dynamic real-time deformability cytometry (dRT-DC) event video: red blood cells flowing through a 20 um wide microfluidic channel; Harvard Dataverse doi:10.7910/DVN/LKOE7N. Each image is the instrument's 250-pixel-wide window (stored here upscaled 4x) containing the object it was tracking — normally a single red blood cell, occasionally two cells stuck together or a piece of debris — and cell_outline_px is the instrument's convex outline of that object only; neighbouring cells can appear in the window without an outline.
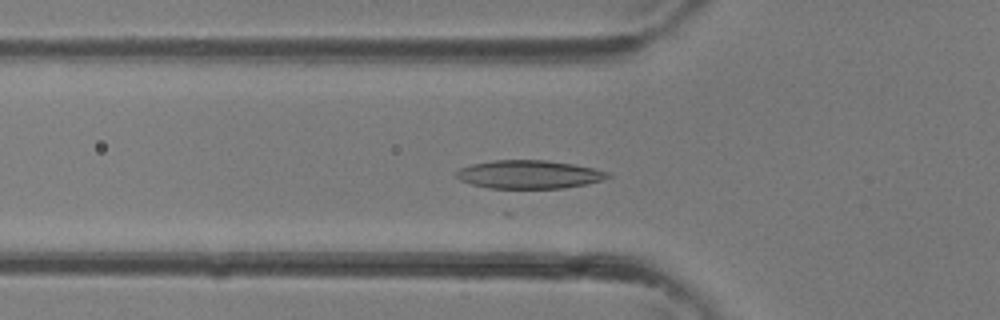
{"species": "common noctule bat (a hibernating species)", "species_latin": "Nyctalus noctula", "temperature_condition": "room temperature", "stored_images_in_passage": 36, "camera_frame_rate_fps": 3000, "um_per_image_px": 0.085, "animal": {"sex": "female"}, "frame": {"image": 1, "passage_image": 12, "time_ms": 3.667, "image_size_px": [1000, 320], "cell_outline_px": [[612, 176], [600, 180], [584, 184], [564, 188], [488, 188], [472, 184], [460, 180], [456, 176], [456, 172], [460, 168], [472, 164], [492, 160], [548, 160], [572, 164], [592, 168], [608, 172]], "centroid_in_image_um": [44.94, 14.82], "position_along_channel_um": 80.9, "area_um2": 24.8}}
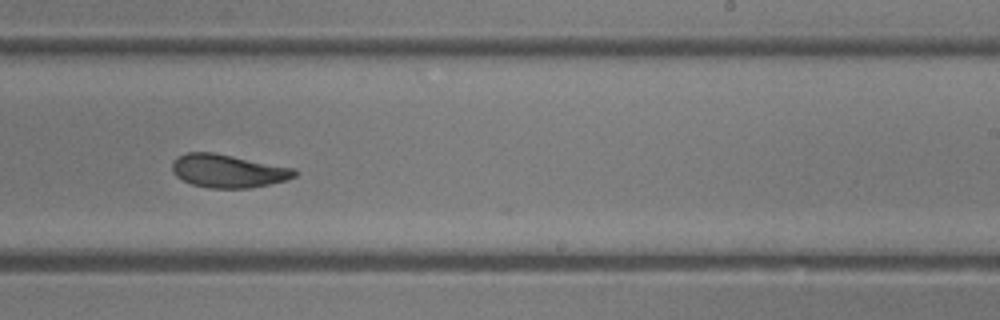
{"frame": {"image": 2, "passage_image": 22, "time_ms": 7.0, "image_size_px": [1000, 320], "cell_outline_px": [[300, 172], [296, 176], [288, 180], [248, 188], [208, 188], [192, 184], [176, 176], [172, 172], [172, 160], [176, 156], [188, 152], [212, 152], [296, 168]], "centroid_in_image_um": [19.4, 14.53], "position_along_channel_um": 269.6, "area_um2": 23.87}}
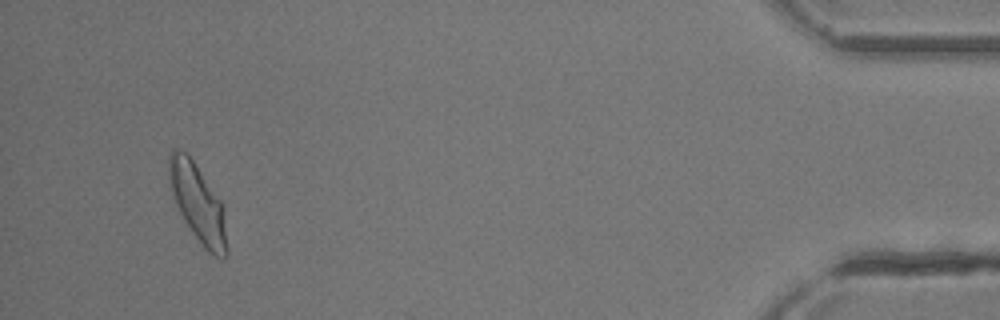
{"frame": {"image": 3, "passage_image": 34, "time_ms": 11.0, "image_size_px": [1000, 320], "cell_outline_px": [[228, 256], [224, 260], [208, 252], [204, 248], [184, 220], [176, 204], [172, 192], [168, 172], [168, 156], [172, 148], [176, 148], [188, 152], [224, 204], [228, 248]], "centroid_in_image_um": [16.85, 17.25], "position_along_channel_um": 418.3, "area_um2": 26.82}}